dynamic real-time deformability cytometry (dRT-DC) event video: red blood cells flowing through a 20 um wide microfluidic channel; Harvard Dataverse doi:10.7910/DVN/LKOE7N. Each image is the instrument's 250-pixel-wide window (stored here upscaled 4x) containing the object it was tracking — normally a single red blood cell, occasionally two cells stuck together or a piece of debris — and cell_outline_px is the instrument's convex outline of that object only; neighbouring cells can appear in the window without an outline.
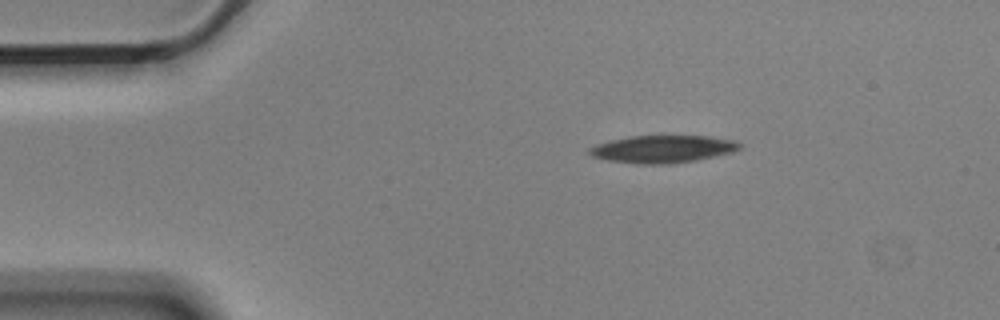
{"species": "Egyptian fruit bat (a non-hibernating species)", "species_latin": "Rousettus aegyptiacus", "temperature_condition": "cold", "stored_images_in_passage": 8, "camera_frame_rate_fps": 3000, "um_per_image_px": 0.085, "animal": {"sex": "male"}, "frame": {"image": 1, "passage_image": 1, "time_ms": 0.0, "image_size_px": [1000, 320], "cell_outline_px": [[744, 144], [740, 148], [732, 152], [696, 160], [668, 164], [636, 164], [608, 160], [592, 156], [588, 152], [588, 148], [596, 144], [608, 140], [628, 136], [708, 136], [736, 140]], "centroid_in_image_um": [56.32, 12.66], "position_along_channel_um": 28.7, "area_um2": 24.22}}
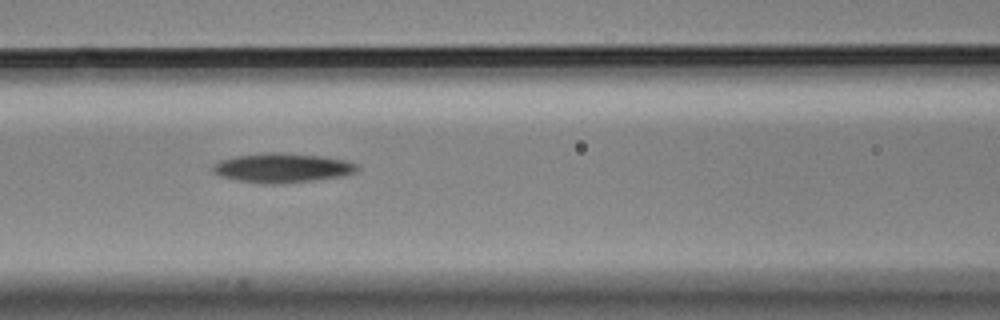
{"frame": {"image": 2, "passage_image": 5, "time_ms": 1.333, "image_size_px": [1000, 320], "cell_outline_px": [[360, 168], [356, 172], [344, 176], [316, 180], [284, 184], [268, 184], [236, 180], [220, 176], [212, 172], [212, 168], [220, 160], [236, 156], [272, 152], [320, 156], [348, 160], [356, 164]], "centroid_in_image_um": [24.03, 14.29], "position_along_channel_um": 142.6, "area_um2": 24.74}}
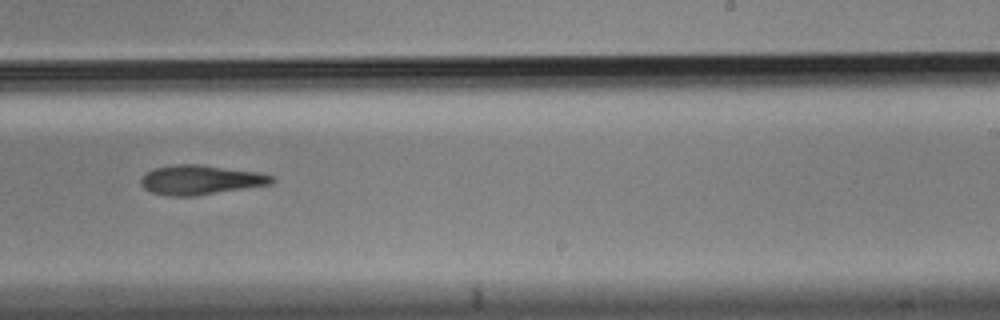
{"frame": {"image": 3, "passage_image": 8, "time_ms": 2.333, "image_size_px": [1000, 320], "cell_outline_px": [[276, 180], [272, 184], [196, 196], [168, 196], [152, 192], [144, 188], [140, 184], [140, 180], [152, 168], [176, 164], [200, 164], [260, 172], [272, 176]], "centroid_in_image_um": [17.07, 15.29], "position_along_channel_um": 271.9, "area_um2": 22.66}}